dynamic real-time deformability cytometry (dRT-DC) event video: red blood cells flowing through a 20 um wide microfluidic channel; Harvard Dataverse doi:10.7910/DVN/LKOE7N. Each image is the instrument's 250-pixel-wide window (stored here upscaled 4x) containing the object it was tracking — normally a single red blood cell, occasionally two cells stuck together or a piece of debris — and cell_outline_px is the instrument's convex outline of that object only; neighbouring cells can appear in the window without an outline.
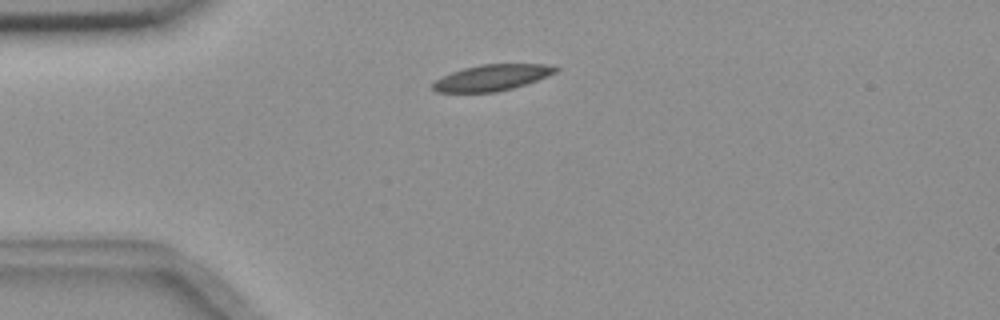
{"species": "common noctule bat (a hibernating species)", "species_latin": "Nyctalus noctula", "temperature_condition": "room temperature", "stored_images_in_passage": 44, "camera_frame_rate_fps": 3000, "um_per_image_px": 0.085, "animal": {"sex": "female", "body_mass_g": 18.4}, "frame": {"image": 1, "passage_image": 2, "time_ms": 0.333, "image_size_px": [1000, 320], "cell_outline_px": [[560, 68], [556, 72], [548, 76], [512, 88], [496, 92], [436, 92], [432, 88], [432, 84], [436, 80], [452, 72], [464, 68], [480, 64], [544, 64]], "centroid_in_image_um": [41.81, 6.59], "position_along_channel_um": 43.2, "area_um2": 18.44}}
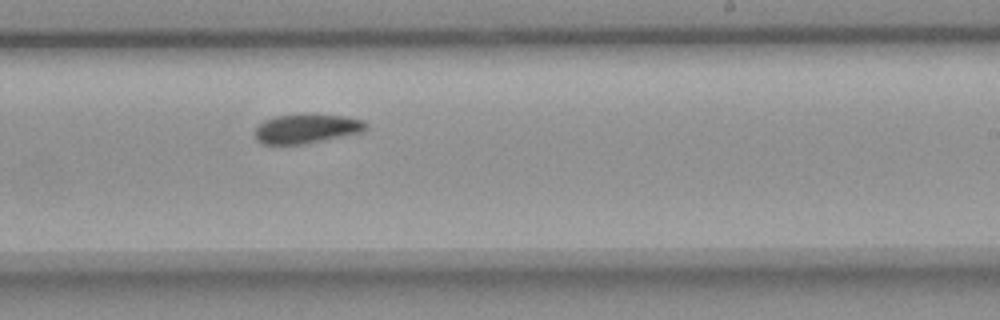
{"frame": {"image": 2, "passage_image": 22, "time_ms": 7.0, "image_size_px": [1000, 320], "cell_outline_px": [[368, 128], [364, 132], [304, 144], [264, 144], [256, 140], [256, 128], [264, 120], [276, 116], [296, 112], [312, 112], [344, 116], [364, 120], [368, 124]], "centroid_in_image_um": [26.11, 10.89], "position_along_channel_um": 262.9, "area_um2": 19.65}}
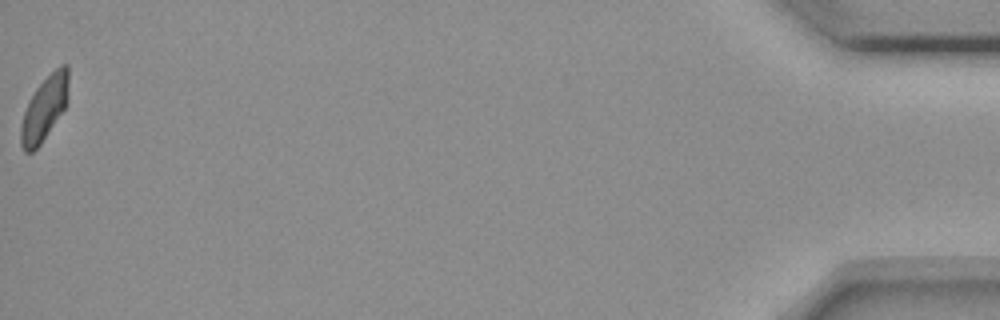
{"frame": {"image": 3, "passage_image": 44, "time_ms": 14.333, "image_size_px": [1000, 320], "cell_outline_px": [[68, 100], [64, 108], [40, 144], [32, 152], [24, 152], [20, 144], [20, 124], [28, 100], [36, 88], [60, 64], [68, 64]], "centroid_in_image_um": [3.75, 9.21], "position_along_channel_um": 431.4, "area_um2": 17.69}, "authors_computed_cell_mechanics": {"area_um2": 18.9584, "velocity_mm_per_s": 3.639, "shape_relaxation_time_tau1_ms": 5.1019, "shape_relaxation_time_tau2_ms": 7.122, "deformation_change_tau1": 0.1285, "deformation_change_tau2": 0.0953}}